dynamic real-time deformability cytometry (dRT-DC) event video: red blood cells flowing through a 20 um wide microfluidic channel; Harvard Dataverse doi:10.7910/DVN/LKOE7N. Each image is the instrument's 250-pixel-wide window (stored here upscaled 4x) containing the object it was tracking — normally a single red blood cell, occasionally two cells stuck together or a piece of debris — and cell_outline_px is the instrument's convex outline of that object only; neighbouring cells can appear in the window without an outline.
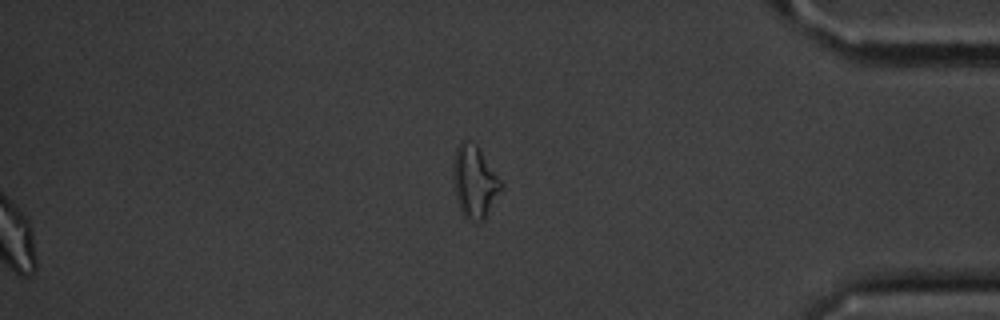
{"species": "common noctule bat (a hibernating species)", "species_latin": "Nyctalus noctula", "temperature_condition": "cold", "stored_images_in_passage": 48, "segment_of_instrument_passage": [2, 2], "camera_frame_rate_fps": 3000, "um_per_image_px": 0.085, "animal": {"sex": "male", "body_mass_g": 20.1, "forearm_length_mm": 53.5}, "frame": {"image": 1, "passage_image": 48, "time_ms": 15.667, "image_size_px": [1000, 320], "cell_outline_px": [[504, 188], [484, 220], [468, 220], [460, 212], [452, 180], [452, 160], [456, 148], [460, 140], [468, 140], [476, 144], [504, 184]], "centroid_in_image_um": [40.33, 15.43], "position_along_channel_um": 394.9, "area_um2": 20.63}}